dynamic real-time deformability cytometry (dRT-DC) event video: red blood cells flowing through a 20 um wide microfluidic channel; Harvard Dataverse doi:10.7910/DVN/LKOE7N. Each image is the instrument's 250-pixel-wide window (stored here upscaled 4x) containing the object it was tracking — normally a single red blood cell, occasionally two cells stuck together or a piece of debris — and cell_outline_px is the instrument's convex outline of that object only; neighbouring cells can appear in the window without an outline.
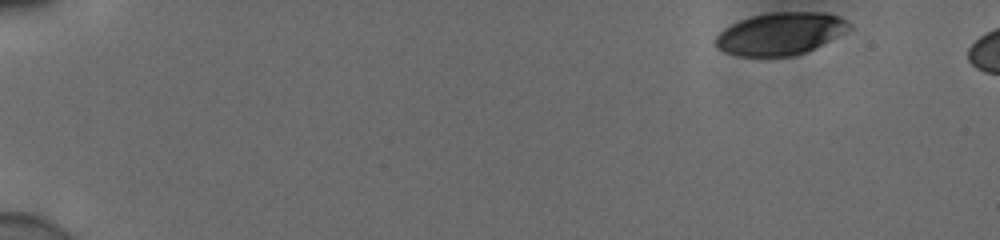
{"species": "human", "species_latin": "Homo sapiens", "temperature_condition": "cold", "stored_images_in_passage": 46, "camera_frame_rate_fps": 3000, "um_per_image_px": 0.085, "donor": {"sex": "male"}, "frame": {"image": 1, "passage_image": 1, "time_ms": 0.0, "image_size_px": [1000, 240], "cell_outline_px": [[852, 28], [804, 52], [792, 56], [736, 56], [724, 52], [716, 48], [716, 36], [724, 28], [740, 20], [752, 16], [772, 12], [824, 12], [840, 16], [852, 24]], "centroid_in_image_um": [66.31, 2.85], "position_along_channel_um": 18.7, "area_um2": 32.71}}
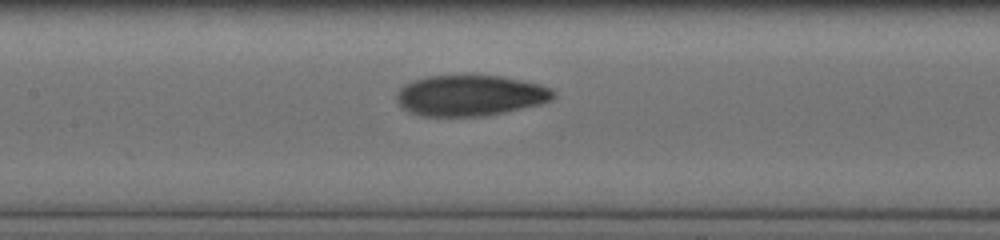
{"frame": {"image": 2, "passage_image": 24, "time_ms": 7.667, "image_size_px": [1000, 240], "cell_outline_px": [[556, 96], [552, 100], [540, 104], [504, 112], [484, 116], [420, 116], [408, 112], [396, 100], [396, 92], [404, 84], [412, 80], [428, 76], [500, 76], [540, 84], [552, 88], [556, 92]], "centroid_in_image_um": [39.96, 8.12], "position_along_channel_um": 167.4, "area_um2": 37.4}}
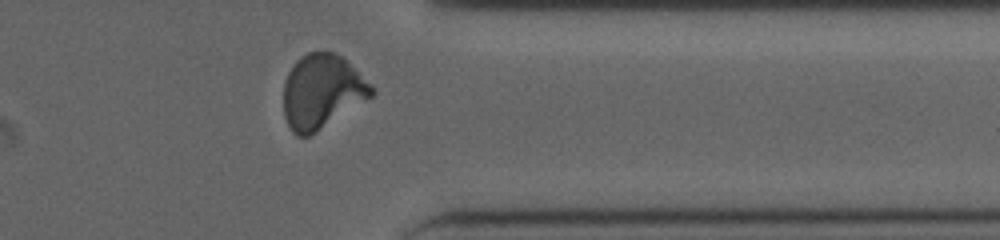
{"frame": {"image": 3, "passage_image": 41, "time_ms": 13.333, "image_size_px": [1000, 240], "cell_outline_px": [[376, 92], [372, 96], [308, 136], [296, 136], [292, 132], [284, 116], [284, 80], [288, 72], [296, 60], [308, 52], [332, 52], [340, 56]], "centroid_in_image_um": [27.29, 7.79], "position_along_channel_um": 384.1, "area_um2": 36.93}, "authors_computed_cell_mechanics": {"area_um2": 36.9053, "velocity_mm_per_s": 3.8836, "shape_relaxation_time_tau1_ms": 5.8461, "shape_relaxation_time_tau2_ms": 1.529, "deformation_change_tau1": 0.1963, "deformation_change_tau2": 0.0676}}